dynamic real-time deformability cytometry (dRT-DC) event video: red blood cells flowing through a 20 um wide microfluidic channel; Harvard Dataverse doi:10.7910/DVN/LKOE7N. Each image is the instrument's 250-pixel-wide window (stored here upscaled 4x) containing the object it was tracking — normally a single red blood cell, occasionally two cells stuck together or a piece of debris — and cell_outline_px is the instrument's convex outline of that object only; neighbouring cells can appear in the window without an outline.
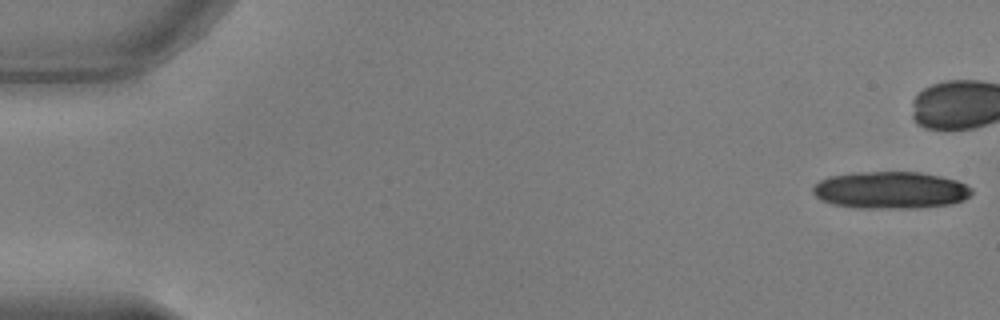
{"species": "common noctule bat (a hibernating species)", "species_latin": "Nyctalus noctula", "temperature_condition": "warm", "stored_images_in_passage": 28, "camera_frame_rate_fps": 3000, "um_per_image_px": 0.085, "animal": {"sex": "male", "body_mass_g": 17.9, "forearm_length_mm": 54.2}, "frame": {"image": 1, "passage_image": 1, "time_ms": 0.0, "image_size_px": [1000, 320], "cell_outline_px": [[972, 192], [964, 200], [952, 204], [920, 208], [852, 208], [832, 204], [820, 200], [812, 192], [812, 188], [820, 180], [832, 176], [852, 172], [920, 172], [940, 176], [956, 180], [972, 188]], "centroid_in_image_um": [75.68, 16.17], "position_along_channel_um": 9.3, "area_um2": 34.56}}